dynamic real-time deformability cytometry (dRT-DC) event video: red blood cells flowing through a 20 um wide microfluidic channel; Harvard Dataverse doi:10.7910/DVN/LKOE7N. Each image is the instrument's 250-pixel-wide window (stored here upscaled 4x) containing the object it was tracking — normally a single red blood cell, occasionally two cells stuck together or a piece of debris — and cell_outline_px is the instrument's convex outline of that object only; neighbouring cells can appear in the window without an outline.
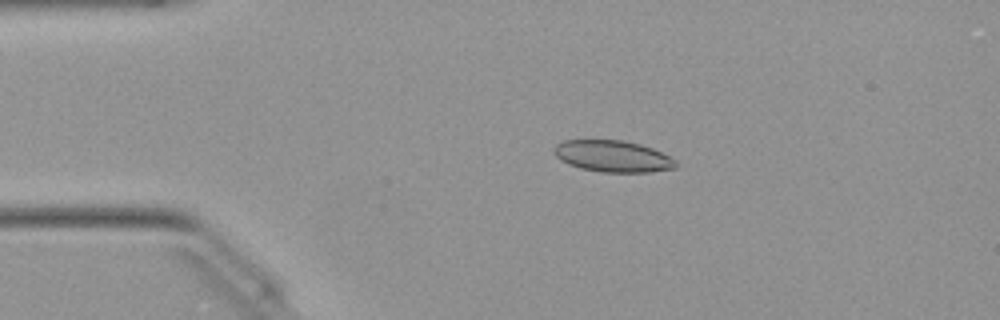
{"species": "Egyptian fruit bat (a non-hibernating species)", "species_latin": "Rousettus aegyptiacus", "temperature_condition": "warm", "stored_images_in_passage": 44, "camera_frame_rate_fps": 3000, "um_per_image_px": 0.085, "animal": {"sex": "female"}, "frame": {"image": 1, "passage_image": 4, "time_ms": 1.0, "image_size_px": [1000, 320], "cell_outline_px": [[676, 168], [652, 172], [600, 172], [580, 168], [568, 164], [560, 160], [552, 152], [552, 148], [556, 144], [564, 140], [624, 140], [640, 144], [652, 148], [676, 160]], "centroid_in_image_um": [52.05, 13.28], "position_along_channel_um": 33.0, "area_um2": 22.54}}
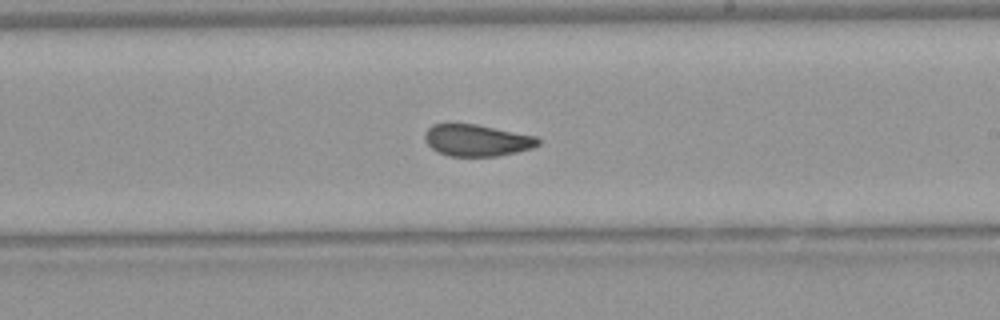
{"frame": {"image": 2, "passage_image": 23, "time_ms": 7.333, "image_size_px": [1000, 320], "cell_outline_px": [[540, 144], [532, 148], [516, 152], [496, 156], [448, 156], [432, 148], [428, 144], [424, 136], [428, 128], [432, 124], [476, 124], [536, 136], [540, 140]], "centroid_in_image_um": [40.55, 11.92], "position_along_channel_um": 248.4, "area_um2": 20.75}}
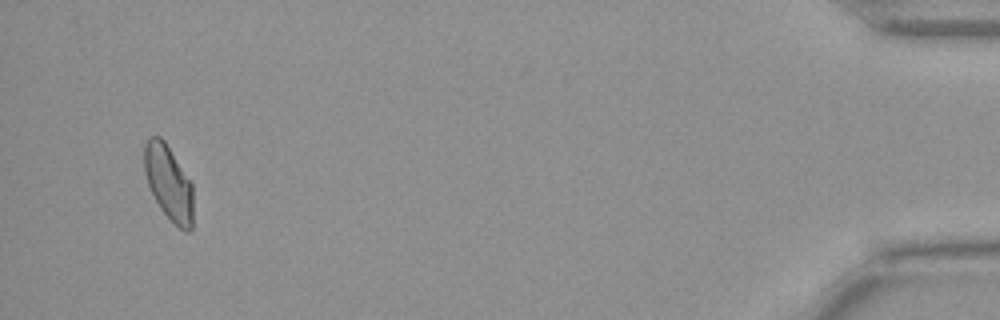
{"frame": {"image": 3, "passage_image": 42, "time_ms": 13.667, "image_size_px": [1000, 320], "cell_outline_px": [[192, 228], [188, 232], [184, 232], [160, 208], [148, 184], [144, 172], [144, 144], [148, 136], [160, 136], [164, 140], [192, 184]], "centroid_in_image_um": [14.31, 15.5], "position_along_channel_um": 420.9, "area_um2": 21.04}, "authors_computed_cell_mechanics": {"area_um2": 21.7906, "velocity_mm_per_s": 4.0525, "shape_relaxation_time_tau1_ms": null, "shape_relaxation_time_tau2_ms": 1.4987, "deformation_change_tau1": null, "deformation_change_tau2": 0.0652}}